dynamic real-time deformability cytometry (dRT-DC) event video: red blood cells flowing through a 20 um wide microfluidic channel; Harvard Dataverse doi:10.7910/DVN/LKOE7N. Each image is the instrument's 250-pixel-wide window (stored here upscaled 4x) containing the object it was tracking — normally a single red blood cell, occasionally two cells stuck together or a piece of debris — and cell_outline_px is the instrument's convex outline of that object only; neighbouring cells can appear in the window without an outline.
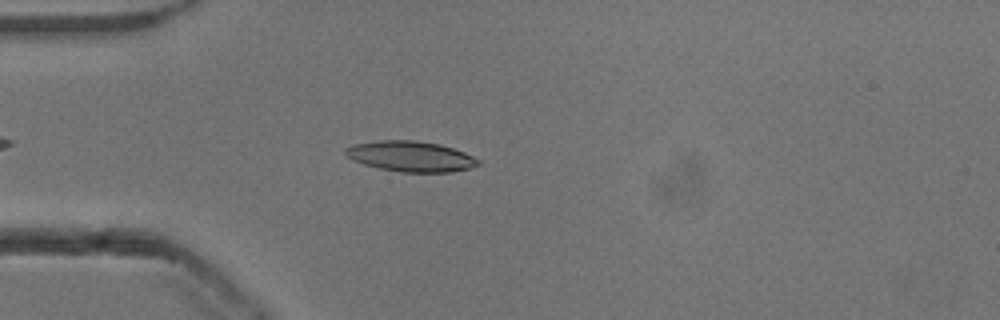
{"species": "common noctule bat (a hibernating species)", "species_latin": "Nyctalus noctula", "temperature_condition": "cold", "stored_images_in_passage": 46, "camera_frame_rate_fps": 3000, "um_per_image_px": 0.085, "animal": {"sex": "male", "body_mass_g": 13.3}, "frame": {"image": 1, "passage_image": 8, "time_ms": 2.333, "image_size_px": [1000, 320], "cell_outline_px": [[480, 164], [468, 168], [452, 172], [400, 172], [380, 168], [364, 164], [348, 156], [344, 152], [344, 148], [352, 144], [376, 140], [416, 140], [440, 144], [464, 152], [480, 160]], "centroid_in_image_um": [34.9, 13.28], "position_along_channel_um": 50.1, "area_um2": 23.52}}
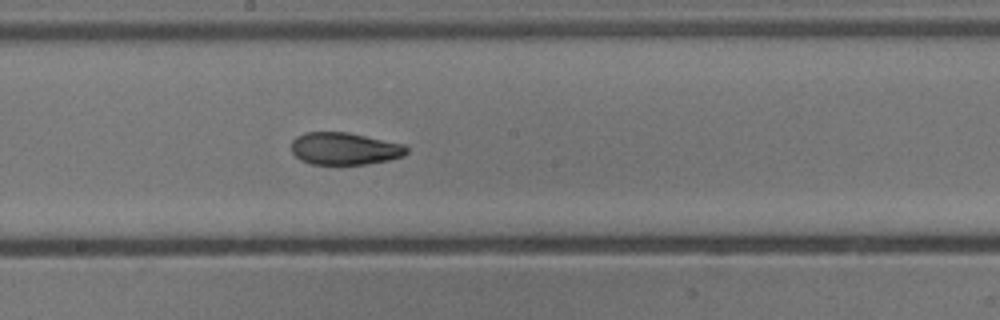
{"frame": {"image": 2, "passage_image": 22, "time_ms": 7.0, "image_size_px": [1000, 320], "cell_outline_px": [[408, 152], [404, 156], [388, 160], [368, 164], [312, 164], [300, 160], [292, 152], [292, 140], [296, 136], [304, 132], [348, 132], [404, 144], [408, 148]], "centroid_in_image_um": [29.29, 12.63], "position_along_channel_um": 218.9, "area_um2": 21.79}}
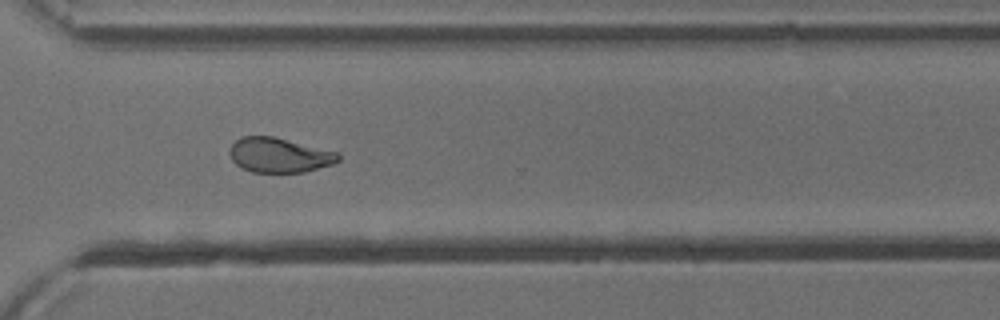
{"frame": {"image": 3, "passage_image": 32, "time_ms": 10.333, "image_size_px": [1000, 320], "cell_outline_px": [[340, 160], [332, 164], [304, 172], [252, 172], [236, 164], [232, 160], [228, 152], [232, 144], [236, 140], [244, 136], [272, 136], [336, 152], [340, 156]], "centroid_in_image_um": [23.7, 13.19], "position_along_channel_um": 346.9, "area_um2": 21.68}, "authors_computed_cell_mechanics": {"area_um2": 22.7732, "velocity_mm_per_s": 3.8557, "shape_relaxation_time_tau1_ms": 5.9821, "shape_relaxation_time_tau2_ms": 2.3475, "deformation_change_tau1": 0.1893, "deformation_change_tau2": 0.0732}}